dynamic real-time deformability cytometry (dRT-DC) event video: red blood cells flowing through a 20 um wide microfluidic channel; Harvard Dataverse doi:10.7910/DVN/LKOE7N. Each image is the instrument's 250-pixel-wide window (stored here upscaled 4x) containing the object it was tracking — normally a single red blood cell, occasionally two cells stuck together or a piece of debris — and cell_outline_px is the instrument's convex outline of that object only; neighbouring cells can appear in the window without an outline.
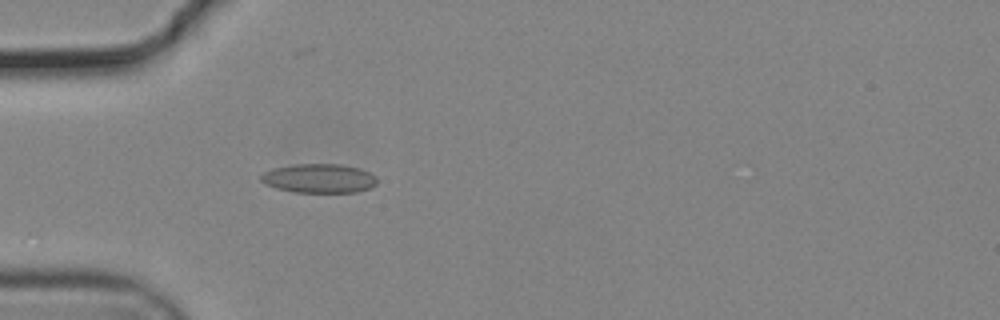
{"species": "common noctule bat (a hibernating species)", "species_latin": "Nyctalus noctula", "temperature_condition": "cold", "stored_images_in_passage": 38, "camera_frame_rate_fps": 3000, "um_per_image_px": 0.085, "animal": {"sex": "male", "body_mass_g": 19.2, "forearm_length_mm": 51.8}, "frame": {"image": 1, "passage_image": 10, "time_ms": 3.0, "image_size_px": [1000, 320], "cell_outline_px": [[376, 184], [368, 188], [356, 192], [296, 192], [276, 188], [264, 184], [260, 180], [260, 176], [264, 172], [272, 168], [296, 164], [340, 164], [360, 168], [376, 176]], "centroid_in_image_um": [27.09, 15.15], "position_along_channel_um": 57.9, "area_um2": 19.65}}
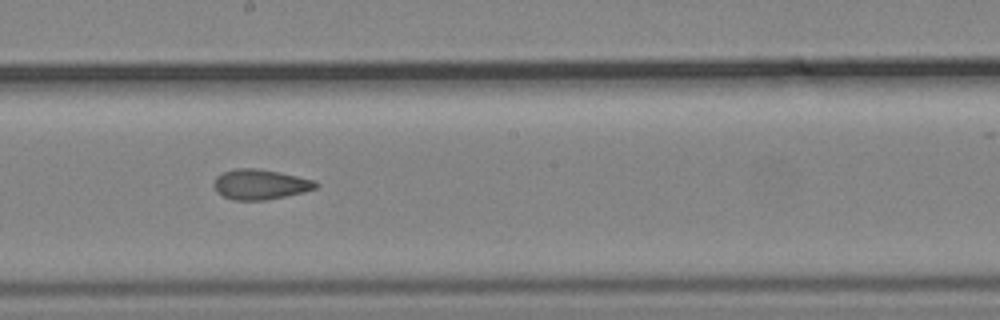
{"frame": {"image": 2, "passage_image": 24, "time_ms": 7.667, "image_size_px": [1000, 320], "cell_outline_px": [[320, 184], [316, 188], [304, 192], [264, 200], [232, 200], [216, 192], [212, 184], [216, 176], [224, 172], [236, 168], [256, 168], [280, 172], [316, 180]], "centroid_in_image_um": [22.12, 15.67], "position_along_channel_um": 226.1, "area_um2": 18.03}}
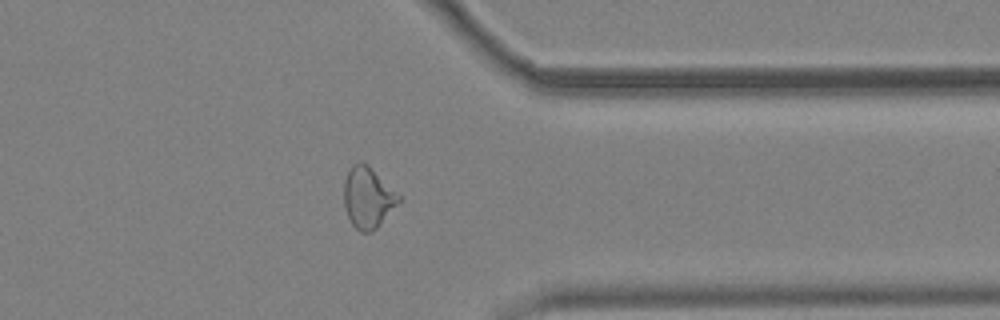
{"frame": {"image": 3, "passage_image": 37, "time_ms": 12.0, "image_size_px": [1000, 320], "cell_outline_px": [[400, 200], [376, 228], [372, 232], [360, 232], [352, 224], [348, 216], [344, 204], [344, 180], [348, 172], [360, 160], [400, 196]], "centroid_in_image_um": [31.23, 16.84], "position_along_channel_um": 380.2, "area_um2": 18.55}}